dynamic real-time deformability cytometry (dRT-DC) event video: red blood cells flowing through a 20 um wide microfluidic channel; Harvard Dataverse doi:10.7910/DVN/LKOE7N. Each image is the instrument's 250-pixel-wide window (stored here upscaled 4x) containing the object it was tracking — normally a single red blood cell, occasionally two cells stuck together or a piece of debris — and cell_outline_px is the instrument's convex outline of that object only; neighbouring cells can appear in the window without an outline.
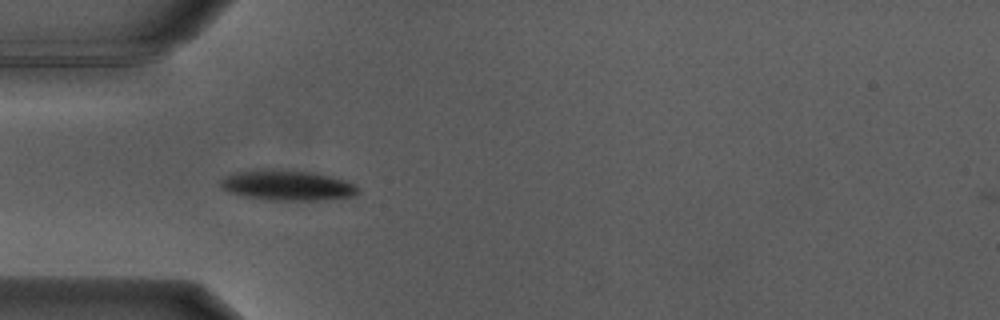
{"species": "Egyptian fruit bat (a non-hibernating species)", "species_latin": "Rousettus aegyptiacus", "temperature_condition": "warm", "stored_images_in_passage": 6, "camera_frame_rate_fps": 3000, "um_per_image_px": 0.085, "animal": {"sex": "male"}, "frame": {"image": 1, "passage_image": 4, "time_ms": 1.0, "image_size_px": [1000, 320], "cell_outline_px": [[360, 192], [356, 196], [324, 200], [268, 200], [244, 196], [232, 192], [224, 188], [220, 184], [220, 180], [236, 172], [312, 172], [344, 180], [356, 184]], "centroid_in_image_um": [24.55, 15.81], "position_along_channel_um": 60.5, "area_um2": 23.12}}